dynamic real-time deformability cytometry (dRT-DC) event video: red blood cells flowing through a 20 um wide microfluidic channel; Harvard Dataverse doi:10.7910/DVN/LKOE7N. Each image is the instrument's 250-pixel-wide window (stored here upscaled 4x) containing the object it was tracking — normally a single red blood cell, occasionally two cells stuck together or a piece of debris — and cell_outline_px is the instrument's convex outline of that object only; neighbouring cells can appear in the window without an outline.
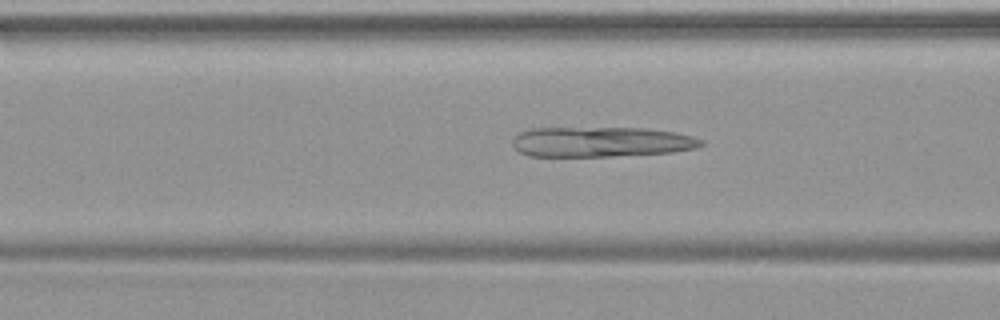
{"species": "common noctule bat (a hibernating species)", "species_latin": "Nyctalus noctula", "temperature_condition": "warm", "stored_images_in_passage": 48, "camera_frame_rate_fps": 3000, "um_per_image_px": 0.085, "animal": {"sex": "female", "body_mass_g": 19.9}, "frame": {"image": 1, "passage_image": 19, "time_ms": 6.0, "image_size_px": [1000, 320], "cell_outline_px": [[708, 144], [696, 148], [672, 152], [612, 156], [528, 156], [520, 152], [512, 144], [512, 140], [520, 132], [532, 128], [644, 128], [676, 132], [692, 136], [704, 140]], "centroid_in_image_um": [51.15, 12.06], "position_along_channel_um": 115.5, "area_um2": 33.23}}
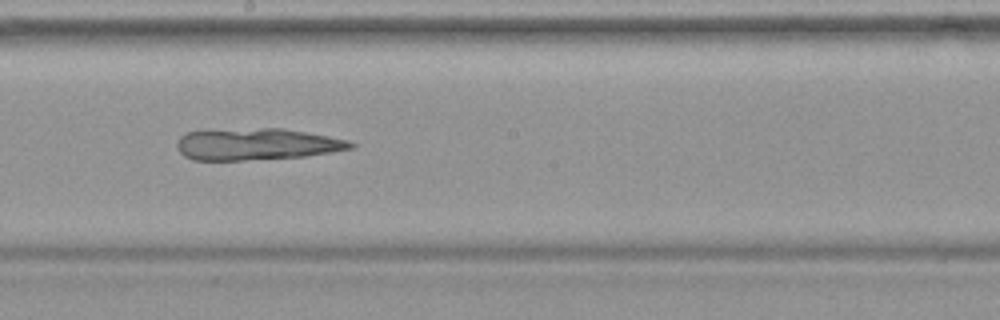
{"frame": {"image": 2, "passage_image": 27, "time_ms": 8.667, "image_size_px": [1000, 320], "cell_outline_px": [[356, 144], [352, 148], [304, 156], [244, 160], [192, 160], [184, 156], [180, 152], [176, 144], [180, 136], [188, 132], [260, 128], [284, 128], [328, 136], [348, 140]], "centroid_in_image_um": [21.81, 12.26], "position_along_channel_um": 226.4, "area_um2": 31.67}}
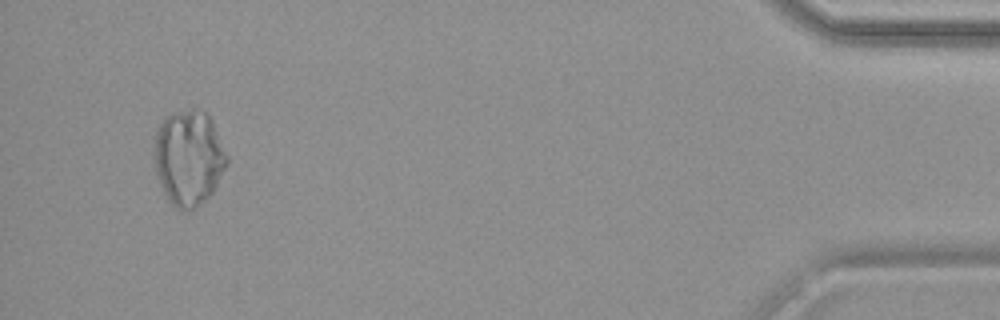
{"frame": {"image": 3, "passage_image": 46, "time_ms": 15.0, "image_size_px": [1000, 320], "cell_outline_px": [[228, 164], [212, 192], [208, 196], [192, 208], [184, 212], [180, 212], [168, 200], [156, 176], [152, 156], [152, 144], [156, 132], [160, 124], [168, 116], [176, 112], [192, 108], [196, 108], [204, 112], [212, 120], [228, 156]], "centroid_in_image_um": [16.0, 13.41], "position_along_channel_um": 419.2, "area_um2": 40.69}}